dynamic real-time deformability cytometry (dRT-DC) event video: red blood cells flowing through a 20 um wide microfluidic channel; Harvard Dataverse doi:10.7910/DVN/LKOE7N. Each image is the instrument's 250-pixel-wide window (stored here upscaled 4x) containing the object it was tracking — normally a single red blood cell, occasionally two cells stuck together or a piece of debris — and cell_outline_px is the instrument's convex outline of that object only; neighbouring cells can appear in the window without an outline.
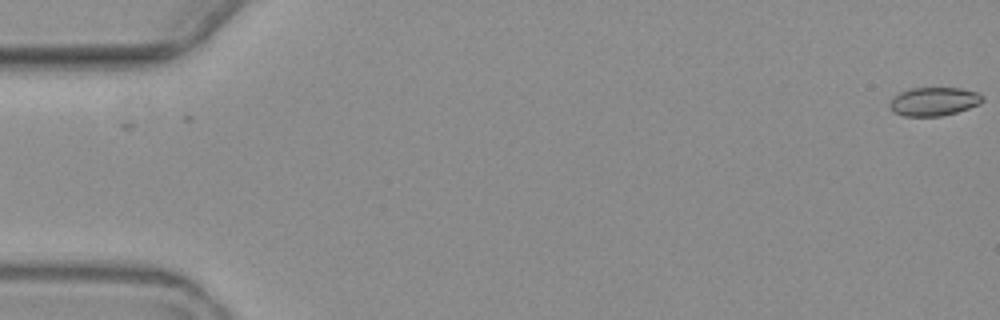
{"species": "common noctule bat (a hibernating species)", "species_latin": "Nyctalus noctula", "temperature_condition": "warm", "stored_images_in_passage": 3, "camera_frame_rate_fps": 3000, "um_per_image_px": 0.085, "animal": {"sex": "female", "body_mass_g": 19.3, "forearm_length_mm": 54.1}, "frame": {"image": 1, "passage_image": 1, "time_ms": 0.0, "image_size_px": [1000, 320], "cell_outline_px": [[984, 100], [980, 104], [956, 112], [940, 116], [904, 116], [892, 112], [888, 108], [888, 100], [892, 96], [900, 92], [912, 88], [960, 88], [976, 92], [984, 96]], "centroid_in_image_um": [79.32, 8.63], "position_along_channel_um": 5.7, "area_um2": 15.66}}